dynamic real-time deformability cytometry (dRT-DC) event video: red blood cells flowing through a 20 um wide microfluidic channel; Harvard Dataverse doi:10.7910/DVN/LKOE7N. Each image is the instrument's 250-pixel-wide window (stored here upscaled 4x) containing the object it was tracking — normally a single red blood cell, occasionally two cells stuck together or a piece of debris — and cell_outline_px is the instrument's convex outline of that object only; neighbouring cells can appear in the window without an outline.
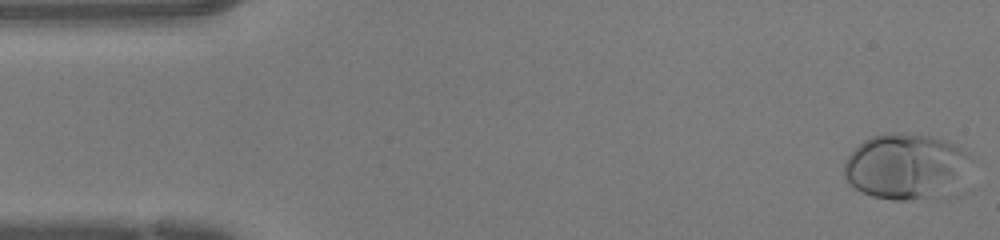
{"species": "human", "species_latin": "Homo sapiens", "temperature_condition": "warm", "stored_images_in_passage": 47, "camera_frame_rate_fps": 3000, "um_per_image_px": 0.085, "donor": {"sex": "female"}, "frame": {"image": 1, "passage_image": 1, "time_ms": 0.0, "image_size_px": [1000, 240], "cell_outline_px": [[972, 160], [928, 196], [908, 200], [892, 200], [872, 196], [856, 188], [844, 176], [844, 164], [848, 156], [864, 140], [872, 136], [888, 132], [932, 136], [944, 140], [960, 148]], "centroid_in_image_um": [76.76, 14.06], "position_along_channel_um": 8.2, "area_um2": 45.14}}
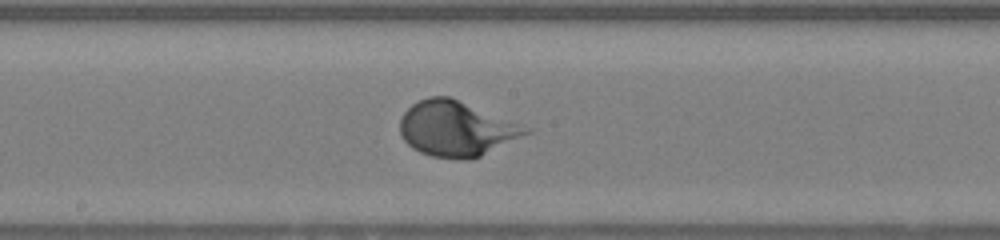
{"frame": {"image": 2, "passage_image": 24, "time_ms": 7.667, "image_size_px": [1000, 240], "cell_outline_px": [[532, 132], [472, 160], [460, 160], [432, 156], [420, 152], [412, 148], [404, 140], [400, 132], [400, 120], [404, 112], [412, 104], [428, 96], [448, 96], [532, 128]], "centroid_in_image_um": [38.79, 10.95], "position_along_channel_um": 209.4, "area_um2": 40.4}}
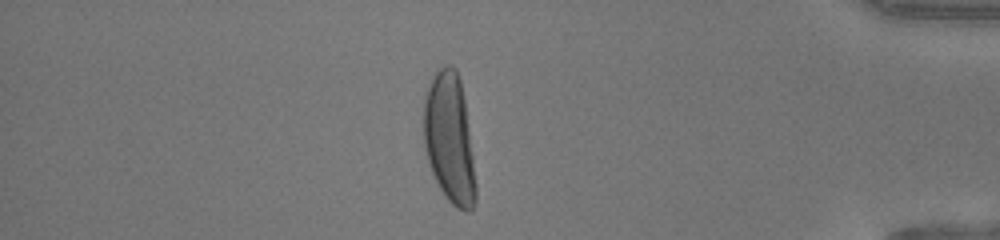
{"frame": {"image": 3, "passage_image": 40, "time_ms": 13.0, "image_size_px": [1000, 240], "cell_outline_px": [[476, 200], [472, 208], [468, 212], [464, 212], [456, 208], [444, 196], [428, 164], [424, 148], [424, 100], [428, 88], [436, 72], [444, 64], [448, 64], [456, 68], [460, 80], [464, 100], [476, 184]], "centroid_in_image_um": [38.2, 11.82], "position_along_channel_um": 397.0, "area_um2": 39.07}}